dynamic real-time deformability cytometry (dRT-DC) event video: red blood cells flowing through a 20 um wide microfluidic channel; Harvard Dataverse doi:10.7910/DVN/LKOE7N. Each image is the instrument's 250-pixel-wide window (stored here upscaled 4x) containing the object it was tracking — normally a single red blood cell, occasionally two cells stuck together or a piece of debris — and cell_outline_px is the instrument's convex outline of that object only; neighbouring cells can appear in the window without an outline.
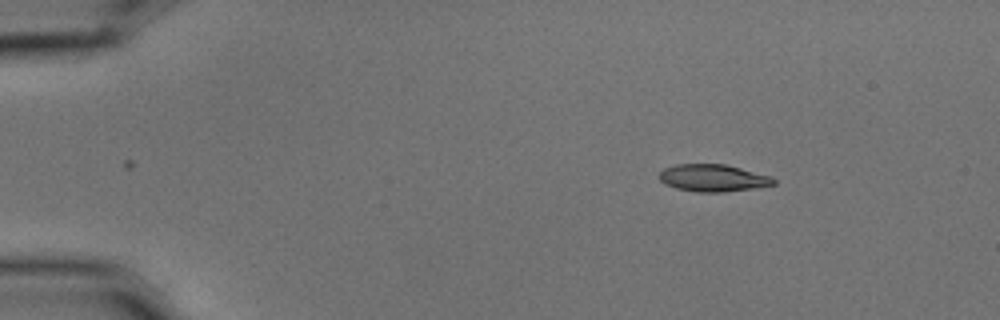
{"species": "common noctule bat (a hibernating species)", "species_latin": "Nyctalus noctula", "temperature_condition": "cold", "stored_images_in_passage": 4, "camera_frame_rate_fps": 3000, "um_per_image_px": 0.085, "animal": {"sex": "male", "body_mass_g": 15.6}, "frame": {"image": 1, "passage_image": 1, "time_ms": 0.0, "image_size_px": [1000, 320], "cell_outline_px": [[776, 184], [752, 188], [724, 192], [696, 192], [676, 188], [660, 180], [660, 172], [664, 168], [676, 164], [724, 164], [772, 176], [776, 180]], "centroid_in_image_um": [60.63, 15.12], "position_along_channel_um": 24.4, "area_um2": 17.98}}
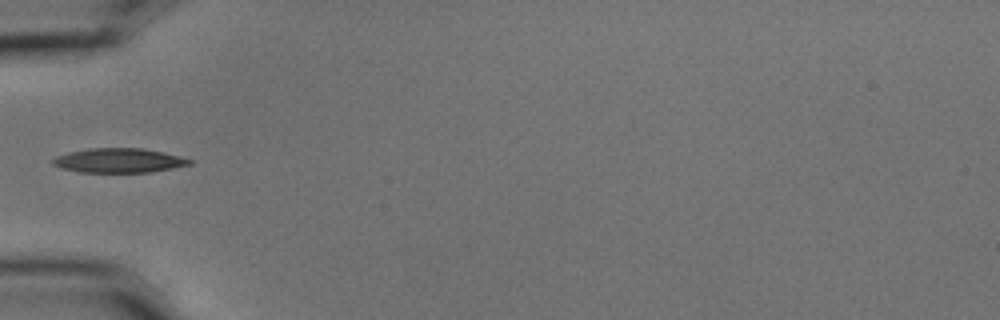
{"frame": {"image": 2, "passage_image": 4, "time_ms": 1.0, "image_size_px": [1000, 320], "cell_outline_px": [[192, 164], [152, 172], [80, 172], [60, 168], [52, 164], [52, 160], [56, 156], [68, 152], [88, 148], [144, 148], [164, 152], [192, 160]], "centroid_in_image_um": [10.08, 13.64], "position_along_channel_um": 74.9, "area_um2": 19.48}}